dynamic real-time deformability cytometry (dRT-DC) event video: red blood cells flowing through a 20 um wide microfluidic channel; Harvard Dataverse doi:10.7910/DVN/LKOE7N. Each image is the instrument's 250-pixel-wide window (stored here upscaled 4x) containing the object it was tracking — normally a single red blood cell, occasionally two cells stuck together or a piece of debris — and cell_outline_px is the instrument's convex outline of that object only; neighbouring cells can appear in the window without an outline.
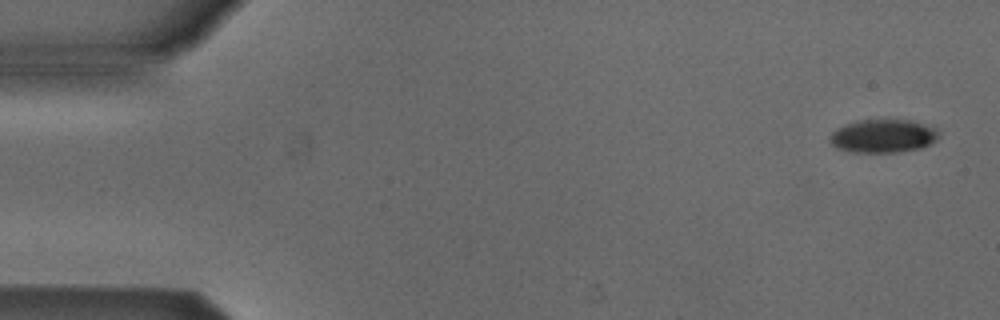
{"species": "Egyptian fruit bat (a non-hibernating species)", "species_latin": "Rousettus aegyptiacus", "temperature_condition": "cold", "stored_images_in_passage": 4, "camera_frame_rate_fps": 3000, "um_per_image_px": 0.085, "animal": {"sex": "male"}, "frame": {"image": 1, "passage_image": 1, "time_ms": 0.0, "image_size_px": [1000, 320], "cell_outline_px": [[940, 132], [936, 140], [920, 148], [896, 152], [852, 152], [836, 148], [832, 144], [832, 132], [836, 128], [844, 124], [856, 120], [912, 120], [932, 128]], "centroid_in_image_um": [75.03, 11.56], "position_along_channel_um": 10.0, "area_um2": 20.87}}
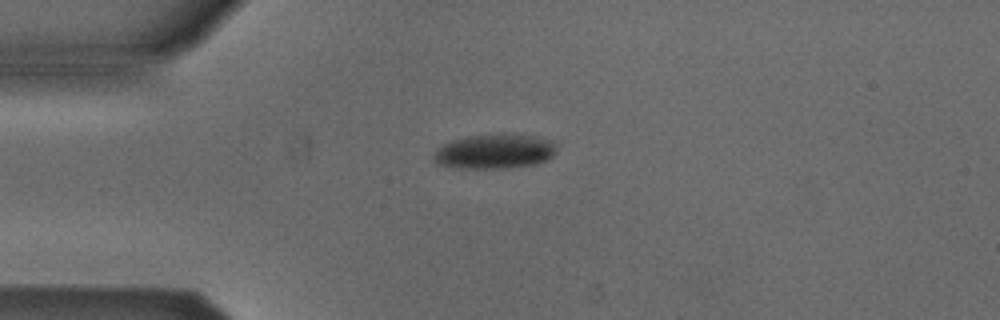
{"frame": {"image": 2, "passage_image": 4, "time_ms": 1.0, "image_size_px": [1000, 320], "cell_outline_px": [[556, 152], [548, 160], [536, 164], [508, 168], [452, 168], [436, 164], [432, 160], [432, 156], [436, 148], [452, 140], [468, 136], [536, 136], [552, 140], [556, 144]], "centroid_in_image_um": [42.01, 12.91], "position_along_channel_um": 43.0, "area_um2": 24.62}}